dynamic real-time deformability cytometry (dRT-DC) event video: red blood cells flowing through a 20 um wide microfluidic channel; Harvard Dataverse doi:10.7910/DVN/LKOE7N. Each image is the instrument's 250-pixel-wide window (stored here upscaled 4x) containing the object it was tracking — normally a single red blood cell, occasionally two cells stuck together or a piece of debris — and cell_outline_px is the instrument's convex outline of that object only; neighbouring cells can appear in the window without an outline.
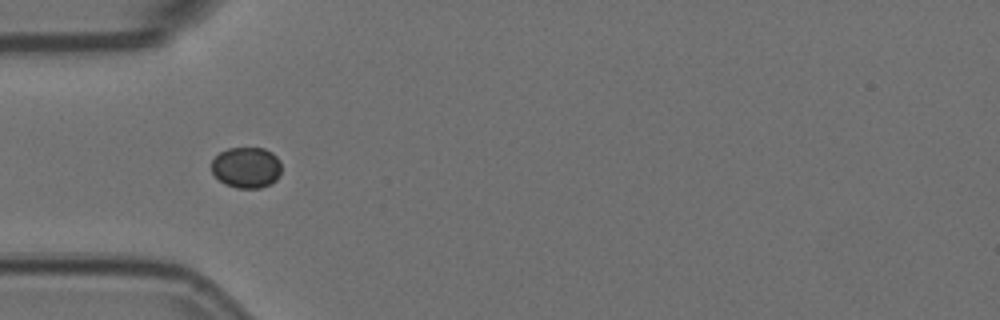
{"species": "Egyptian fruit bat (a non-hibernating species)", "species_latin": "Rousettus aegyptiacus", "temperature_condition": "room temperature", "stored_images_in_passage": 3, "camera_frame_rate_fps": 3000, "um_per_image_px": 0.085, "animal": {"sex": "female"}, "frame": {"image": 1, "passage_image": 2, "time_ms": 0.333, "image_size_px": [1000, 320], "cell_outline_px": [[280, 172], [276, 180], [272, 184], [260, 188], [236, 188], [224, 184], [212, 172], [212, 160], [220, 152], [228, 148], [264, 148], [272, 152], [280, 160]], "centroid_in_image_um": [20.95, 14.24], "position_along_channel_um": 64.0, "area_um2": 16.76}}
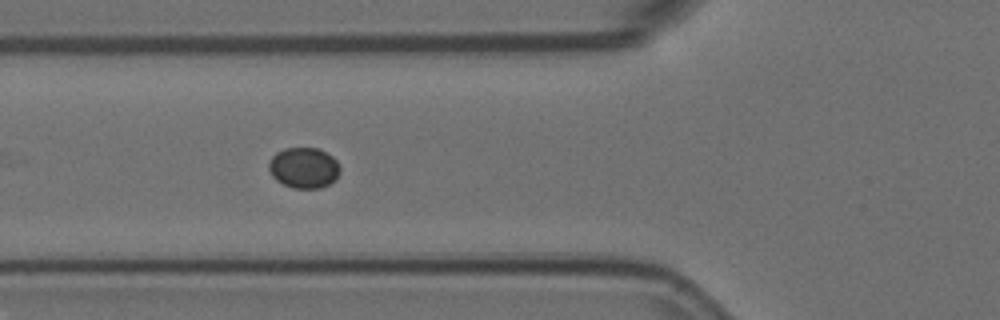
{"frame": {"image": 2, "passage_image": 3, "time_ms": 0.667, "image_size_px": [1000, 320], "cell_outline_px": [[340, 172], [336, 180], [320, 188], [292, 188], [276, 180], [272, 176], [268, 168], [268, 164], [272, 156], [276, 152], [284, 148], [320, 148], [332, 156], [340, 164]], "centroid_in_image_um": [25.84, 14.25], "position_along_channel_um": 100.0, "area_um2": 17.11}}